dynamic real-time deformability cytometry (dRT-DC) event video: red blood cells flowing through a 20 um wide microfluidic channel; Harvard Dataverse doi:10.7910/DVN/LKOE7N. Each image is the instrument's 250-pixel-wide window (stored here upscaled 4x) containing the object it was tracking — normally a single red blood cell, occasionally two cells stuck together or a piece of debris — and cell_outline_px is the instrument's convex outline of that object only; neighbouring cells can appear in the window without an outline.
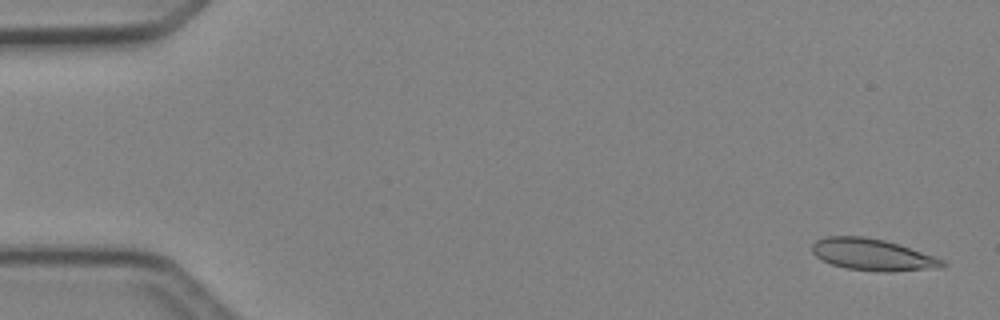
{"species": "Egyptian fruit bat (a non-hibernating species)", "species_latin": "Rousettus aegyptiacus", "temperature_condition": "cold", "stored_images_in_passage": 10, "camera_frame_rate_fps": 3000, "um_per_image_px": 0.085, "animal": {"sex": "female"}, "frame": {"image": 1, "passage_image": 1, "time_ms": 0.0, "image_size_px": [1000, 320], "cell_outline_px": [[948, 264], [940, 268], [892, 272], [880, 272], [848, 268], [832, 264], [816, 256], [812, 252], [812, 244], [816, 240], [824, 236], [864, 236], [884, 240], [900, 244], [944, 260]], "centroid_in_image_um": [74.19, 21.64], "position_along_channel_um": 10.8, "area_um2": 24.16}}